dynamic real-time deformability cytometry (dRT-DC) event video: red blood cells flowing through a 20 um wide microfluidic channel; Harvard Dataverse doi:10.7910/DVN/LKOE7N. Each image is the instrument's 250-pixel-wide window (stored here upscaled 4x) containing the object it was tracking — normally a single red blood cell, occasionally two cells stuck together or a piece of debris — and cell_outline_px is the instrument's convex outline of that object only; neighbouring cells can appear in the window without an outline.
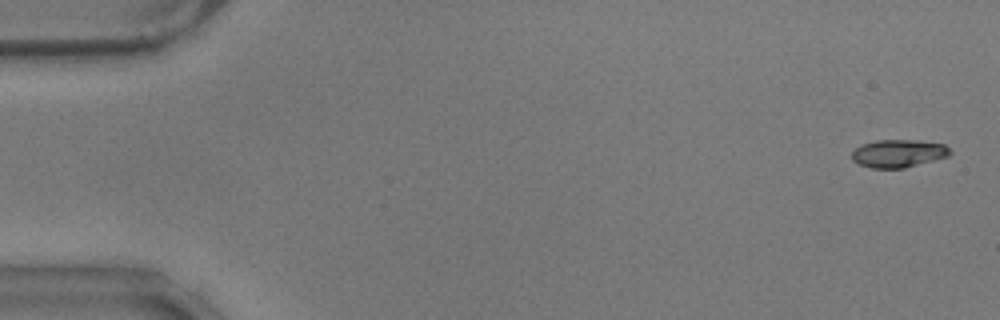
{"species": "common noctule bat (a hibernating species)", "species_latin": "Nyctalus noctula", "temperature_condition": "warm", "stored_images_in_passage": 8, "camera_frame_rate_fps": 3000, "um_per_image_px": 0.085, "animal": {"sex": "male", "body_mass_g": 17.9}, "frame": {"image": 1, "passage_image": 2, "time_ms": 0.333, "image_size_px": [1000, 320], "cell_outline_px": [[952, 152], [948, 156], [904, 168], [872, 168], [860, 164], [852, 160], [852, 152], [860, 144], [876, 140], [916, 140], [944, 144]], "centroid_in_image_um": [76.34, 13.03], "position_along_channel_um": 8.7, "area_um2": 15.84}}